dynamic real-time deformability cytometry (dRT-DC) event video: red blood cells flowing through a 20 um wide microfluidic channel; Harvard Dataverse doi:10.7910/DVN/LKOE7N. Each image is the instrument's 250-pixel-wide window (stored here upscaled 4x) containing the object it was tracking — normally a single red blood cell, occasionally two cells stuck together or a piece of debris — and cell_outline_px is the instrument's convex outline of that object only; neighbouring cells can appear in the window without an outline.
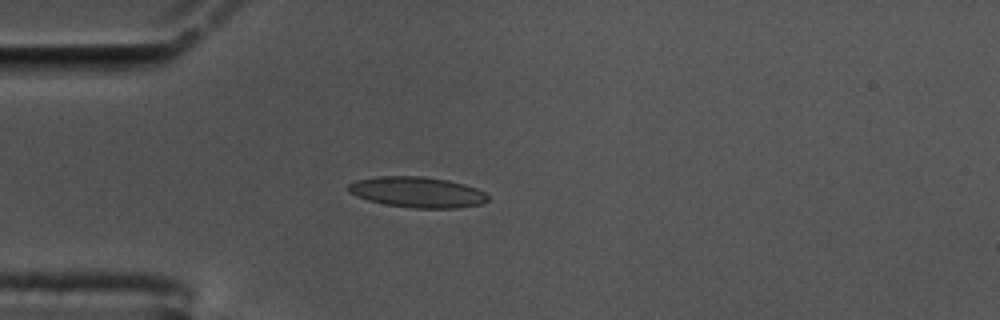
{"species": "common noctule bat (a hibernating species)", "species_latin": "Nyctalus noctula", "temperature_condition": "cold", "stored_images_in_passage": 43, "camera_frame_rate_fps": 3000, "um_per_image_px": 0.085, "animal": {"sex": "male", "body_mass_g": 17.5, "forearm_length_mm": 52.3}, "frame": {"image": 1, "passage_image": 1, "time_ms": 0.0, "image_size_px": [1000, 320], "cell_outline_px": [[488, 200], [480, 204], [456, 208], [412, 208], [384, 204], [368, 200], [356, 196], [348, 192], [348, 184], [356, 180], [376, 176], [424, 176], [448, 180], [464, 184], [476, 188], [484, 192], [488, 196]], "centroid_in_image_um": [35.44, 16.33], "position_along_channel_um": 49.6, "area_um2": 25.03}}
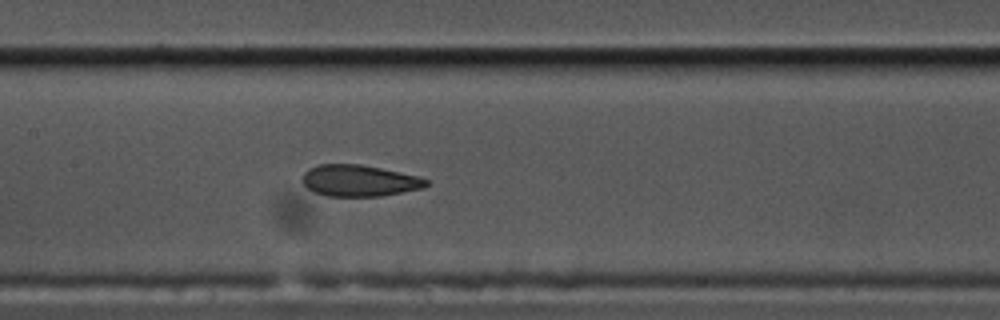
{"frame": {"image": 2, "passage_image": 13, "time_ms": 4.0, "image_size_px": [1000, 320], "cell_outline_px": [[428, 184], [424, 188], [380, 196], [324, 196], [308, 188], [300, 180], [304, 172], [308, 168], [320, 164], [360, 164], [420, 176], [428, 180]], "centroid_in_image_um": [30.52, 15.35], "position_along_channel_um": 176.9, "area_um2": 22.77}}
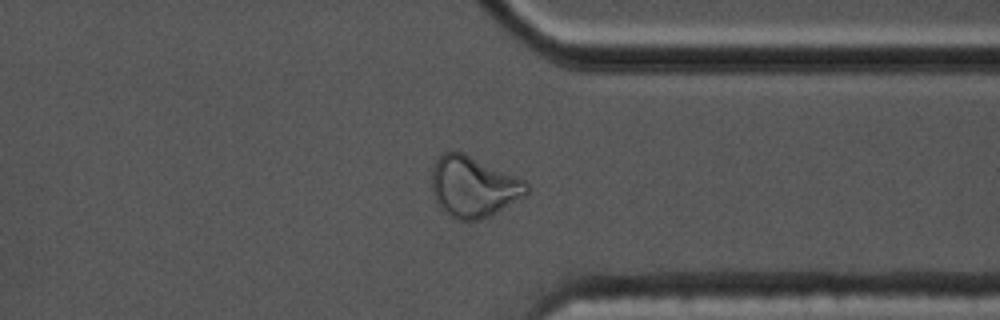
{"frame": {"image": 3, "passage_image": 30, "time_ms": 9.667, "image_size_px": [1000, 320], "cell_outline_px": [[528, 196], [492, 216], [476, 220], [456, 220], [444, 212], [440, 208], [432, 192], [432, 164], [444, 152], [464, 152], [528, 180]], "centroid_in_image_um": [40.3, 15.88], "position_along_channel_um": 371.1, "area_um2": 34.51}, "authors_computed_cell_mechanics": {"area_um2": 24.2182, "velocity_mm_per_s": 3.4609, "shape_relaxation_time_tau1_ms": null, "shape_relaxation_time_tau2_ms": 1.9574, "deformation_change_tau1": null, "deformation_change_tau2": 0.0932}}